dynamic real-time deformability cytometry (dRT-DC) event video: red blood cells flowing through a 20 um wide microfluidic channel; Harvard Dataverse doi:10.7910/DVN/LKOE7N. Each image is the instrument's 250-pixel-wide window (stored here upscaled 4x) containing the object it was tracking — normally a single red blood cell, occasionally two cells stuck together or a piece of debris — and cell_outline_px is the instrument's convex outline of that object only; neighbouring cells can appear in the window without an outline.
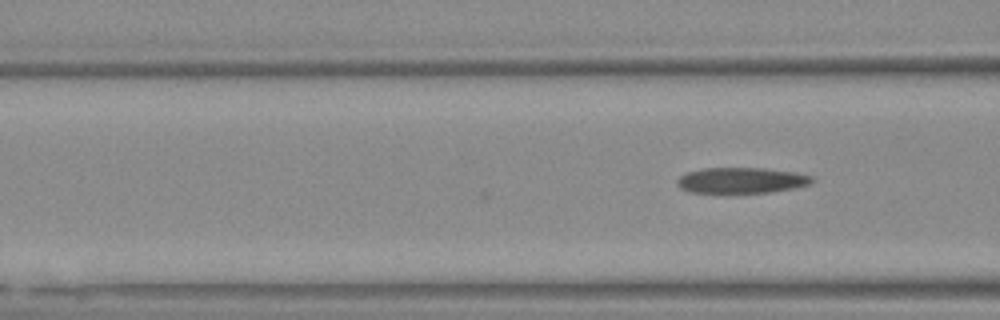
{"species": "Egyptian fruit bat (a non-hibernating species)", "species_latin": "Rousettus aegyptiacus", "temperature_condition": "warm", "stored_images_in_passage": 3, "camera_frame_rate_fps": 3000, "um_per_image_px": 0.085, "animal": {"sex": "female"}, "frame": {"image": 1, "passage_image": 3, "time_ms": 0.667, "image_size_px": [1000, 320], "cell_outline_px": [[816, 180], [808, 184], [796, 188], [768, 192], [728, 196], [688, 192], [680, 188], [676, 184], [676, 180], [680, 176], [688, 172], [704, 168], [764, 168], [796, 172], [812, 176]], "centroid_in_image_um": [62.97, 15.38], "position_along_channel_um": 103.6, "area_um2": 21.33}}